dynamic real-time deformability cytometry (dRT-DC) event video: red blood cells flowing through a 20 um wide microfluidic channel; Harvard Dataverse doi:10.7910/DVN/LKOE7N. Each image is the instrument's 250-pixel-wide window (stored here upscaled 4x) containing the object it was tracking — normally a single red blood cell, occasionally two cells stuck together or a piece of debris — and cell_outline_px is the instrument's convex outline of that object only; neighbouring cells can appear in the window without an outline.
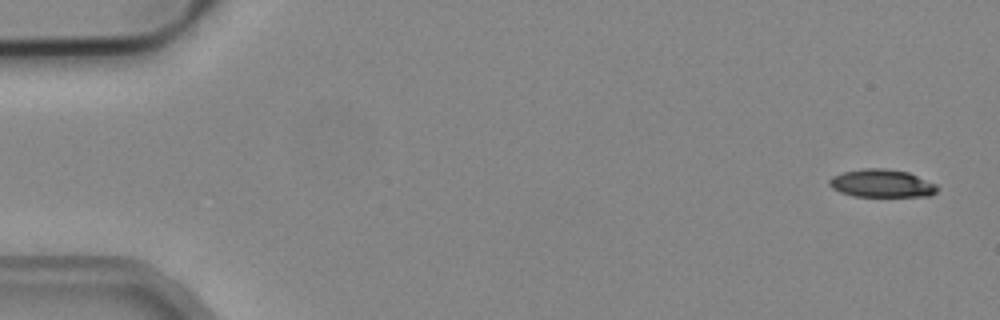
{"species": "common noctule bat (a hibernating species)", "species_latin": "Nyctalus noctula", "temperature_condition": "cold", "stored_images_in_passage": 3, "camera_frame_rate_fps": 3000, "um_per_image_px": 0.085, "animal": {"sex": "male", "body_mass_g": 19.2, "forearm_length_mm": 51.8}, "frame": {"image": 1, "passage_image": 1, "time_ms": 0.0, "image_size_px": [1000, 320], "cell_outline_px": [[940, 188], [932, 196], [852, 196], [840, 192], [832, 188], [828, 184], [828, 180], [832, 176], [844, 172], [864, 168], [884, 168], [908, 172], [936, 184]], "centroid_in_image_um": [74.95, 15.59], "position_along_channel_um": 10.1, "area_um2": 17.63}}